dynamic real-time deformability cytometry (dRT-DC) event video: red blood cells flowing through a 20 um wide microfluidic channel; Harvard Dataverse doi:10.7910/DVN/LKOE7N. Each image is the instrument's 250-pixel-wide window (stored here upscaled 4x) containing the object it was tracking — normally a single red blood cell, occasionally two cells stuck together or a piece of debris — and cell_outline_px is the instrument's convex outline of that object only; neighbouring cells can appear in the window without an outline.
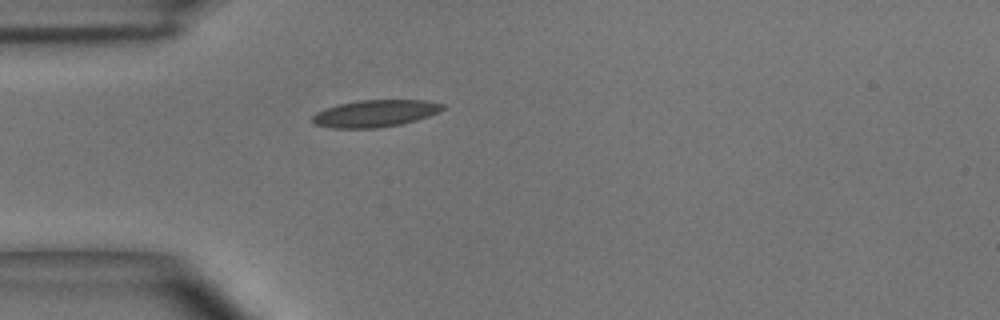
{"species": "common noctule bat (a hibernating species)", "species_latin": "Nyctalus noctula", "temperature_condition": "room temperature", "stored_images_in_passage": 2, "camera_frame_rate_fps": 3000, "um_per_image_px": 0.085, "animal": {"sex": "male", "body_mass_g": 15.6}, "frame": {"image": 1, "passage_image": 2, "time_ms": 0.333, "image_size_px": [1000, 320], "cell_outline_px": [[444, 108], [428, 116], [416, 120], [400, 124], [376, 128], [332, 128], [316, 124], [312, 120], [312, 116], [316, 112], [324, 108], [340, 104], [360, 100], [424, 100], [444, 104]], "centroid_in_image_um": [31.86, 9.64], "position_along_channel_um": 53.1, "area_um2": 20.29}}